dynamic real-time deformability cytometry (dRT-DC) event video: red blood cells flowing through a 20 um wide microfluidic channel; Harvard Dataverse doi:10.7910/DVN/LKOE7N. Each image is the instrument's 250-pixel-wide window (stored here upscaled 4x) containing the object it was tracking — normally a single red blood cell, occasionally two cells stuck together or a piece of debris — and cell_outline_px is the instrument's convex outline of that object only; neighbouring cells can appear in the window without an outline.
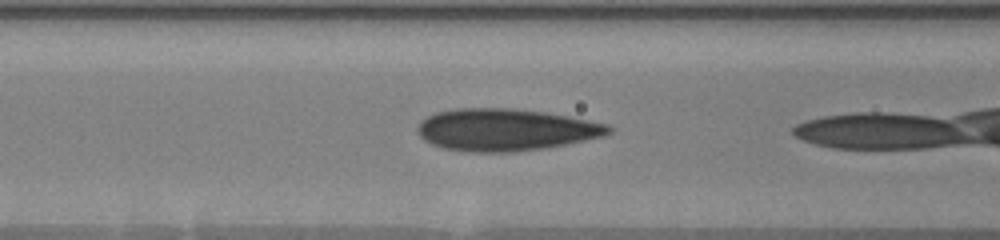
{"species": "human", "species_latin": "Homo sapiens", "temperature_condition": "warm", "stored_images_in_passage": 6, "camera_frame_rate_fps": 3000, "um_per_image_px": 0.085, "donor": {"sex": "male"}, "frame": {"image": 1, "passage_image": 3, "time_ms": 0.667, "image_size_px": [1000, 240], "cell_outline_px": [[612, 132], [604, 136], [564, 144], [540, 148], [508, 152], [476, 152], [444, 148], [432, 144], [424, 140], [416, 132], [416, 128], [420, 120], [436, 112], [456, 108], [516, 108], [544, 112], [568, 116], [608, 124], [612, 128]], "centroid_in_image_um": [42.94, 11.01], "position_along_channel_um": 123.7, "area_um2": 46.7}}
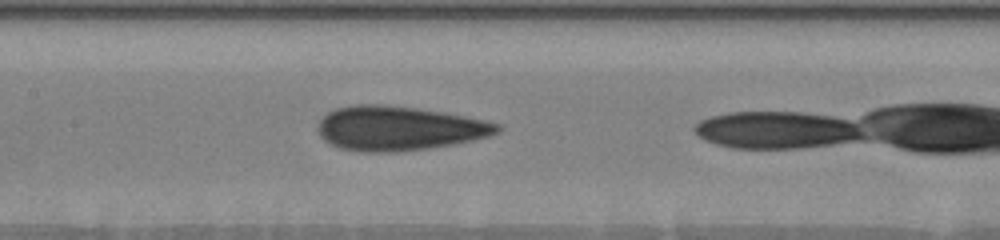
{"frame": {"image": 2, "passage_image": 5, "time_ms": 2.0, "image_size_px": [1000, 240], "cell_outline_px": [[504, 128], [500, 132], [492, 136], [452, 144], [428, 148], [396, 152], [360, 152], [340, 148], [328, 144], [320, 136], [316, 128], [316, 124], [328, 112], [336, 108], [356, 104], [384, 104], [416, 108], [444, 112], [484, 120], [500, 124]], "centroid_in_image_um": [33.89, 10.91], "position_along_channel_um": 173.5, "area_um2": 46.76}}